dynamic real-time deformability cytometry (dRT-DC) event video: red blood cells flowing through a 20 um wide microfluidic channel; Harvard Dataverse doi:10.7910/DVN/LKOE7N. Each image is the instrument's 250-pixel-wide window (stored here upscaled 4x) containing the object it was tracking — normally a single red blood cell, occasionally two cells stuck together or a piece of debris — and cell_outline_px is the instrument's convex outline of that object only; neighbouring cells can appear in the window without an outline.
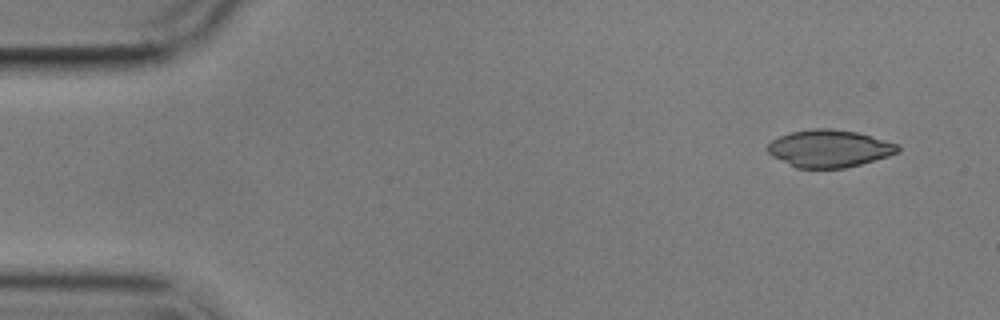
{"species": "common noctule bat (a hibernating species)", "species_latin": "Nyctalus noctula", "temperature_condition": "cold", "stored_images_in_passage": 8, "camera_frame_rate_fps": 3000, "um_per_image_px": 0.085, "animal": {"sex": "male", "body_mass_g": 17.9}, "frame": {"image": 1, "passage_image": 1, "time_ms": 0.0, "image_size_px": [1000, 320], "cell_outline_px": [[900, 152], [888, 156], [860, 164], [844, 168], [796, 168], [772, 156], [768, 152], [768, 144], [772, 140], [780, 136], [792, 132], [812, 128], [832, 128], [856, 132], [900, 144]], "centroid_in_image_um": [70.51, 12.62], "position_along_channel_um": 14.5, "area_um2": 28.32}}